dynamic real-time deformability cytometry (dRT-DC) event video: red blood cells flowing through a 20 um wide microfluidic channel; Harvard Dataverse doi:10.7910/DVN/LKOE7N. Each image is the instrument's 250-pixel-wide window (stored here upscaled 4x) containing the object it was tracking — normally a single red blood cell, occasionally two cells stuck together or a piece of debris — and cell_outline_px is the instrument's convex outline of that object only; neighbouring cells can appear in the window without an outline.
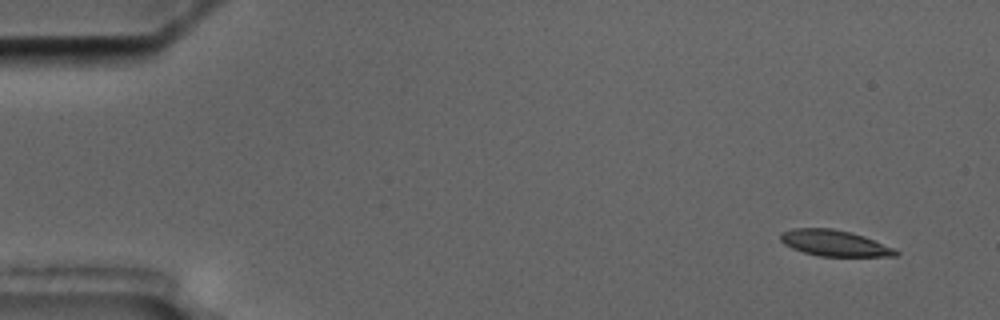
{"species": "common noctule bat (a hibernating species)", "species_latin": "Nyctalus noctula", "temperature_condition": "cold", "stored_images_in_passage": 4, "camera_frame_rate_fps": 3000, "um_per_image_px": 0.085, "animal": {"sex": "male", "body_mass_g": 17.5, "forearm_length_mm": 52.3}, "frame": {"image": 1, "passage_image": 1, "time_ms": 0.0, "image_size_px": [1000, 320], "cell_outline_px": [[900, 252], [896, 256], [820, 256], [804, 252], [792, 248], [784, 244], [780, 240], [780, 232], [792, 228], [832, 228], [852, 232], [864, 236], [892, 248]], "centroid_in_image_um": [70.88, 20.65], "position_along_channel_um": 14.1, "area_um2": 17.4}}
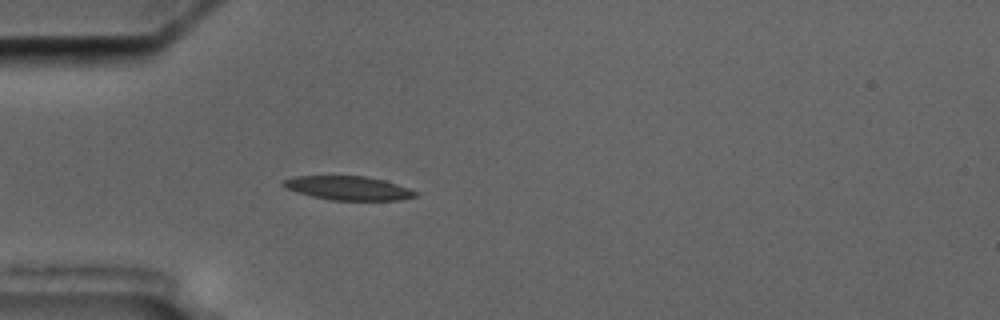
{"frame": {"image": 2, "passage_image": 4, "time_ms": 4.333, "image_size_px": [1000, 320], "cell_outline_px": [[420, 192], [416, 196], [396, 200], [332, 200], [312, 196], [296, 192], [284, 188], [280, 184], [280, 180], [296, 176], [364, 176], [384, 180]], "centroid_in_image_um": [29.54, 15.98], "position_along_channel_um": 55.5, "area_um2": 18.44}}